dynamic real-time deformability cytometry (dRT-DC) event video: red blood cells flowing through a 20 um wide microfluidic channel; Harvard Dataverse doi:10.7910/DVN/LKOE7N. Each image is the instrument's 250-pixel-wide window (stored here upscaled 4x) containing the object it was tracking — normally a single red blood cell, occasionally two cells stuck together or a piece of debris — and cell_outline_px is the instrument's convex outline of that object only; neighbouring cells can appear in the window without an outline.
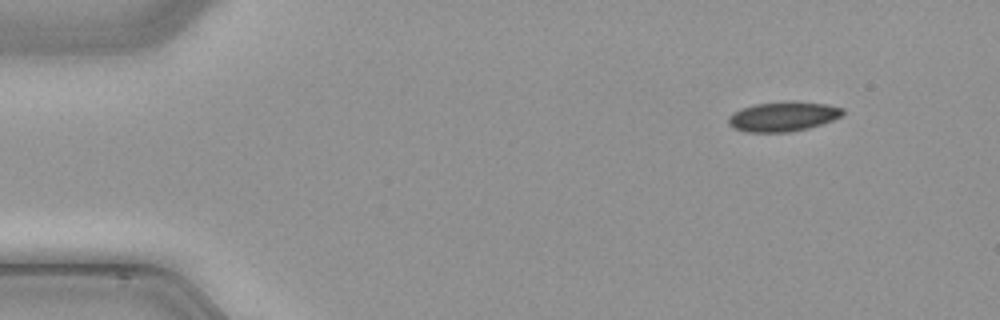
{"species": "common noctule bat (a hibernating species)", "species_latin": "Nyctalus noctula", "temperature_condition": "cold", "stored_images_in_passage": 8, "camera_frame_rate_fps": 3000, "um_per_image_px": 0.085, "animal": {"sex": "male", "body_mass_g": 21.5, "forearm_length_mm": 52.0}, "frame": {"image": 1, "passage_image": 1, "time_ms": 0.0, "image_size_px": [1000, 320], "cell_outline_px": [[844, 112], [840, 116], [832, 120], [808, 128], [788, 132], [748, 132], [736, 128], [728, 124], [728, 116], [732, 112], [740, 108], [756, 104], [792, 100], [824, 104], [844, 108]], "centroid_in_image_um": [66.53, 9.89], "position_along_channel_um": 18.5, "area_um2": 19.77}}